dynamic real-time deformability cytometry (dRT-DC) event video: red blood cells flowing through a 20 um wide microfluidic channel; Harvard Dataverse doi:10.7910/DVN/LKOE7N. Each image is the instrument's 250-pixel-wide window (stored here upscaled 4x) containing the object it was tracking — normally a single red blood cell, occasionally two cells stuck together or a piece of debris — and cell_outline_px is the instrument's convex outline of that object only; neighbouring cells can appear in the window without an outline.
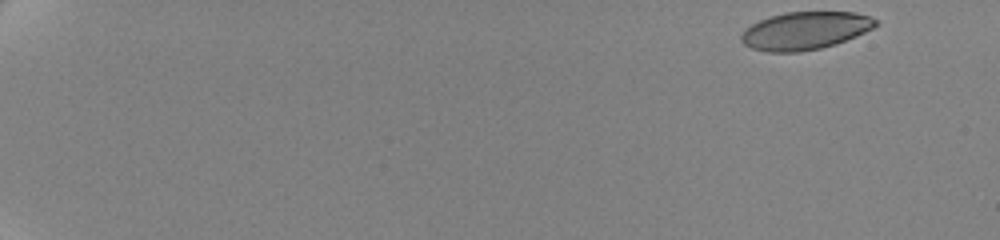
{"species": "human", "species_latin": "Homo sapiens", "temperature_condition": "cold", "stored_images_in_passage": 44, "camera_frame_rate_fps": 3000, "um_per_image_px": 0.085, "donor": {"sex": "female"}, "frame": {"image": 1, "passage_image": 1, "time_ms": 0.0, "image_size_px": [1000, 240], "cell_outline_px": [[880, 24], [856, 36], [820, 48], [800, 52], [768, 52], [752, 48], [744, 44], [740, 40], [740, 36], [752, 24], [760, 20], [772, 16], [788, 12], [852, 12], [868, 16], [876, 20]], "centroid_in_image_um": [68.43, 2.61], "position_along_channel_um": 16.6, "area_um2": 29.13}}
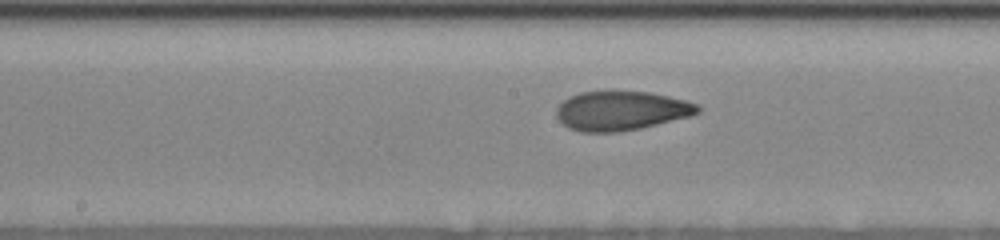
{"frame": {"image": 2, "passage_image": 25, "time_ms": 10.333, "image_size_px": [1000, 240], "cell_outline_px": [[700, 112], [688, 116], [640, 128], [616, 132], [580, 132], [568, 128], [556, 116], [556, 108], [564, 100], [580, 92], [612, 88], [648, 92], [668, 96], [684, 100], [696, 104], [700, 108]], "centroid_in_image_um": [52.75, 9.37], "position_along_channel_um": 195.5, "area_um2": 32.77}}
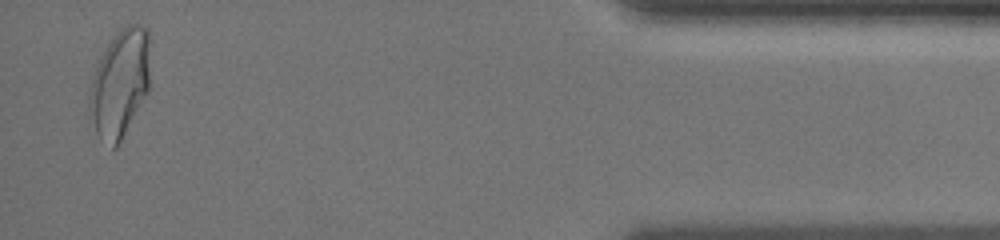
{"frame": {"image": 3, "passage_image": 43, "time_ms": 18.333, "image_size_px": [1000, 240], "cell_outline_px": [[148, 92], [116, 148], [112, 148], [96, 132], [88, 108], [88, 92], [96, 64], [100, 56], [112, 36], [120, 28], [128, 24], [140, 24], [148, 28]], "centroid_in_image_um": [10.16, 7.04], "position_along_channel_um": 425.0, "area_um2": 37.97}, "authors_computed_cell_mechanics": {"area_um2": 32.2524, "velocity_mm_per_s": 3.5007, "shape_relaxation_time_tau1_ms": 5.8791, "shape_relaxation_time_tau2_ms": 1.8891, "deformation_change_tau1": 0.1698, "deformation_change_tau2": 0.0788}}